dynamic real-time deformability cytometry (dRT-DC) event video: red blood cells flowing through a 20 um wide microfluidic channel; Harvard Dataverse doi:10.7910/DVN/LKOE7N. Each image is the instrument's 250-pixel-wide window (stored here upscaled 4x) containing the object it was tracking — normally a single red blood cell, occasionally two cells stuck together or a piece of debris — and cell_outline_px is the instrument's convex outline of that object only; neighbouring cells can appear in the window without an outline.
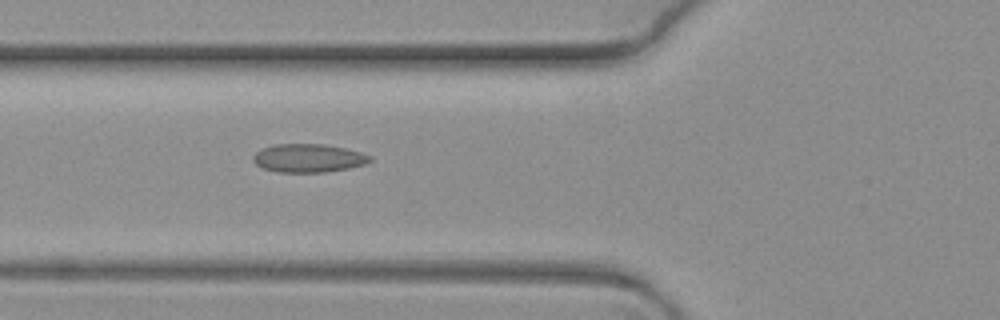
{"species": "common noctule bat (a hibernating species)", "species_latin": "Nyctalus noctula", "temperature_condition": "warm", "stored_images_in_passage": 7, "camera_frame_rate_fps": 3000, "um_per_image_px": 0.085, "animal": {"sex": "female", "body_mass_g": 19.3, "forearm_length_mm": 54.1}, "frame": {"image": 1, "passage_image": 7, "time_ms": 2.0, "image_size_px": [1000, 320], "cell_outline_px": [[372, 160], [364, 164], [348, 168], [324, 172], [276, 172], [264, 168], [256, 164], [252, 160], [252, 156], [256, 152], [272, 144], [324, 144], [344, 148], [360, 152], [372, 156]], "centroid_in_image_um": [26.2, 13.43], "position_along_channel_um": 99.6, "area_um2": 19.25}}